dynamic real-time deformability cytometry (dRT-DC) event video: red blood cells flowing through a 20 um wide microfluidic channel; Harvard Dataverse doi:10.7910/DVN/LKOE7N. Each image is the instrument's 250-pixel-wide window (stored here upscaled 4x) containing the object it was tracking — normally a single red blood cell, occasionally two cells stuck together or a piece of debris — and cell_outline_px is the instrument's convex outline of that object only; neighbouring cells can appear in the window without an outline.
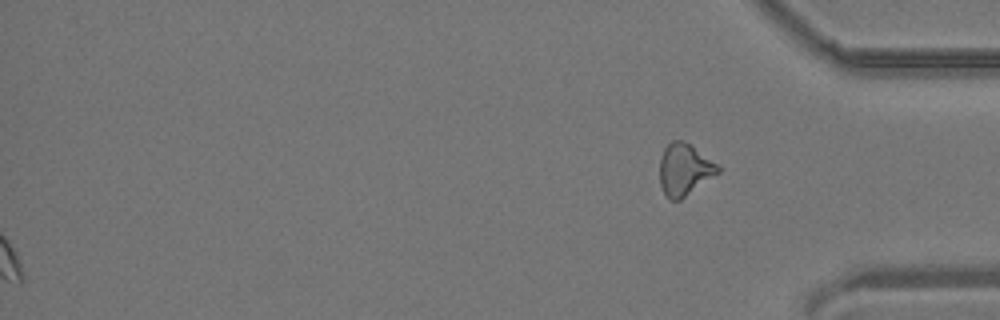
{"species": "common noctule bat (a hibernating species)", "species_latin": "Nyctalus noctula", "temperature_condition": "room temperature", "stored_images_in_passage": 47, "segment_of_instrument_passage": [2, 2], "camera_frame_rate_fps": 3000, "um_per_image_px": 0.085, "animal": {"sex": "male", "body_mass_g": 19.2, "forearm_length_mm": 51.8}, "frame": {"image": 1, "passage_image": 47, "time_ms": 15.333, "image_size_px": [1000, 320], "cell_outline_px": [[720, 172], [680, 200], [672, 200], [664, 192], [660, 184], [660, 156], [664, 148], [672, 140], [684, 140], [716, 164], [720, 168]], "centroid_in_image_um": [58.15, 14.4], "position_along_channel_um": 377.0, "area_um2": 17.28}}